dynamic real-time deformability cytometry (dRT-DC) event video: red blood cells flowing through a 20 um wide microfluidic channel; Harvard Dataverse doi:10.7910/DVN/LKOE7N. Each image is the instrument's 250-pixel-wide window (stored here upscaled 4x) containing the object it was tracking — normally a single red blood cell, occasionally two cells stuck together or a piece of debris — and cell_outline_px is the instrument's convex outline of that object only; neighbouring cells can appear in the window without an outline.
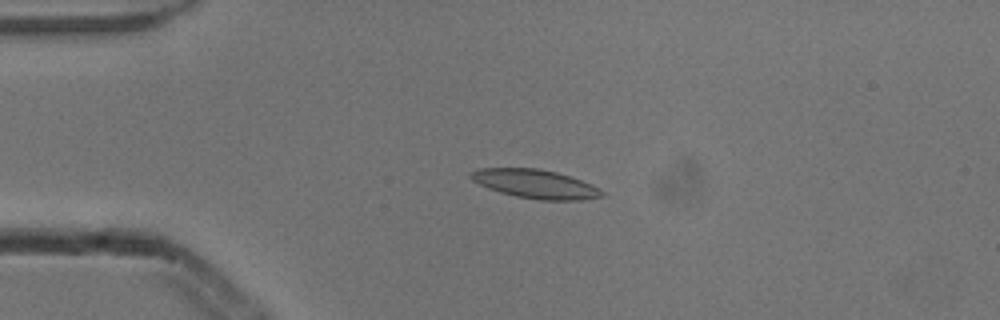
{"species": "common noctule bat (a hibernating species)", "species_latin": "Nyctalus noctula", "temperature_condition": "cold", "stored_images_in_passage": 3, "camera_frame_rate_fps": 3000, "um_per_image_px": 0.085, "animal": {"sex": "male", "body_mass_g": 13.3}, "frame": {"image": 1, "passage_image": 3, "time_ms": 0.667, "image_size_px": [1000, 320], "cell_outline_px": [[604, 196], [580, 200], [540, 200], [516, 196], [500, 192], [488, 188], [472, 180], [468, 176], [468, 172], [476, 168], [540, 168], [556, 172], [592, 184], [604, 192]], "centroid_in_image_um": [45.46, 15.62], "position_along_channel_um": 39.5, "area_um2": 22.02}}